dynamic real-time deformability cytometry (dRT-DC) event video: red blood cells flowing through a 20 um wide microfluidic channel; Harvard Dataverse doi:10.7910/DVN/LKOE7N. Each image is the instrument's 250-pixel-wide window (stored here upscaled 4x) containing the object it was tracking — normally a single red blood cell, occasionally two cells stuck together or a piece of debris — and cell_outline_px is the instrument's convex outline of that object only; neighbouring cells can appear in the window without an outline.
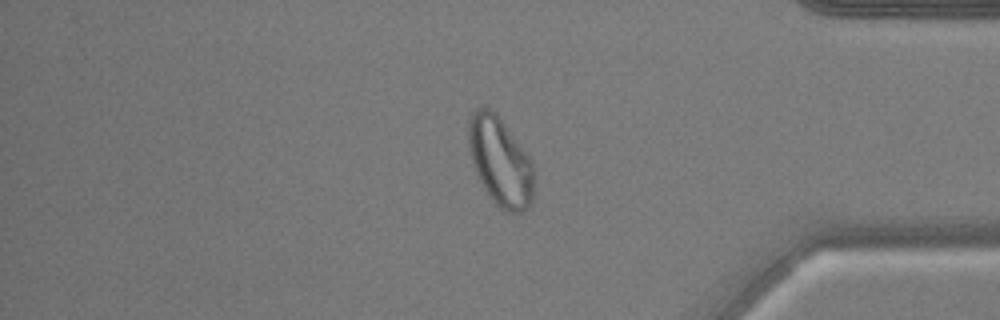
{"species": "common noctule bat (a hibernating species)", "species_latin": "Nyctalus noctula", "temperature_condition": "warm", "stored_images_in_passage": 54, "camera_frame_rate_fps": 3000, "um_per_image_px": 0.085, "animal": {"sex": "male", "body_mass_g": 17.9, "forearm_length_mm": 54.2}, "frame": {"image": 1, "passage_image": 46, "time_ms": 15.0, "image_size_px": [1000, 320], "cell_outline_px": [[532, 200], [528, 208], [520, 212], [504, 212], [488, 196], [476, 172], [468, 148], [468, 120], [472, 112], [476, 108], [488, 108], [496, 112], [528, 156], [532, 164]], "centroid_in_image_um": [42.48, 13.72], "position_along_channel_um": 392.7, "area_um2": 33.47}}
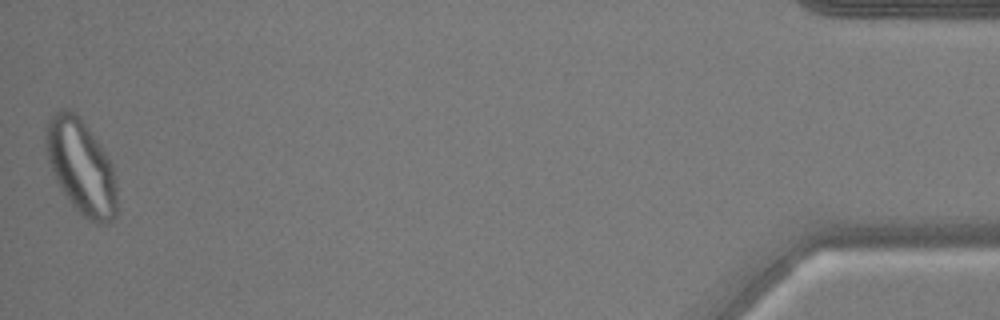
{"frame": {"image": 2, "passage_image": 54, "time_ms": 17.667, "image_size_px": [1000, 320], "cell_outline_px": [[116, 216], [112, 220], [104, 224], [96, 224], [88, 220], [72, 204], [60, 188], [56, 180], [48, 160], [44, 144], [44, 140], [48, 120], [60, 108], [68, 108], [76, 112], [80, 116], [112, 164], [116, 184]], "centroid_in_image_um": [6.88, 14.16], "position_along_channel_um": 428.3, "area_um2": 39.02}}